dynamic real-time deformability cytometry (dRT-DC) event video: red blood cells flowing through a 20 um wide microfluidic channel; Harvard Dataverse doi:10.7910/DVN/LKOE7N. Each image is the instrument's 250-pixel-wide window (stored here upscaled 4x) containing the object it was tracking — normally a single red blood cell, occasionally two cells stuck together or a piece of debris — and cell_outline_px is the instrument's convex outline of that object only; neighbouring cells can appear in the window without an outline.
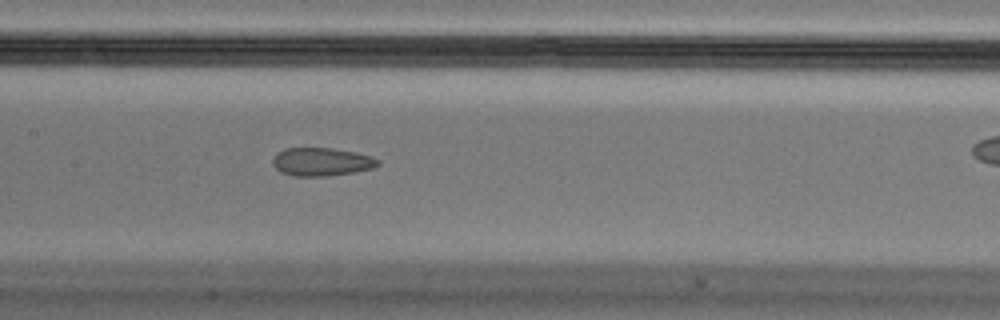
{"species": "Egyptian fruit bat (a non-hibernating species)", "species_latin": "Rousettus aegyptiacus", "temperature_condition": "cold", "stored_images_in_passage": 44, "camera_frame_rate_fps": 3000, "um_per_image_px": 0.085, "animal": {"sex": "male"}, "frame": {"image": 1, "passage_image": 26, "time_ms": 8.333, "image_size_px": [1000, 320], "cell_outline_px": [[380, 164], [372, 168], [352, 172], [328, 176], [292, 176], [280, 172], [272, 164], [272, 160], [276, 152], [284, 148], [332, 148], [356, 152], [380, 160]], "centroid_in_image_um": [27.28, 13.75], "position_along_channel_um": 180.1, "area_um2": 17.34}}